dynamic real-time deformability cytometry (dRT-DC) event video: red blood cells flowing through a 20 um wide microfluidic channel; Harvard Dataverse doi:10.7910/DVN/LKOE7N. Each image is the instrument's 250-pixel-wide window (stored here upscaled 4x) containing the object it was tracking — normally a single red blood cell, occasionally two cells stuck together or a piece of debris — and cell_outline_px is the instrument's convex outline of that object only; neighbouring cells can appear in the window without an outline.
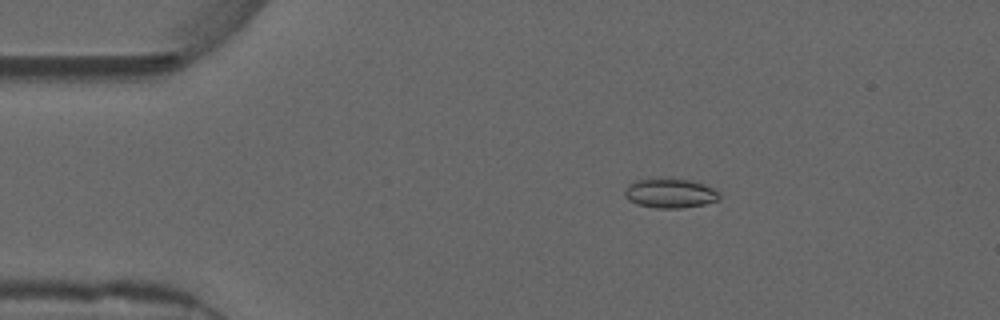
{"species": "common noctule bat (a hibernating species)", "species_latin": "Nyctalus noctula", "temperature_condition": "warm", "stored_images_in_passage": 48, "camera_frame_rate_fps": 3000, "um_per_image_px": 0.085, "animal": {"sex": "male", "forearm_length_mm": 52.5}, "frame": {"image": 1, "passage_image": 3, "time_ms": 0.667, "image_size_px": [1000, 320], "cell_outline_px": [[720, 200], [704, 204], [680, 208], [656, 208], [636, 204], [628, 200], [624, 196], [624, 192], [628, 184], [636, 180], [668, 176], [672, 176], [704, 184], [720, 192]], "centroid_in_image_um": [56.94, 16.39], "position_along_channel_um": 28.1, "area_um2": 16.76}}
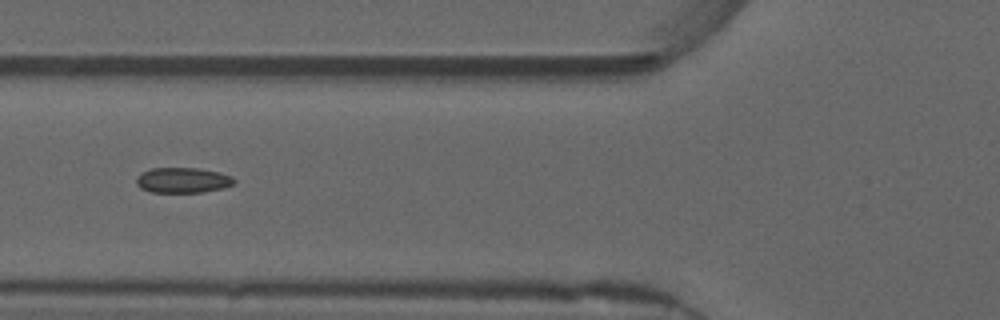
{"frame": {"image": 2, "passage_image": 14, "time_ms": 4.333, "image_size_px": [1000, 320], "cell_outline_px": [[236, 184], [224, 188], [204, 192], [152, 192], [140, 188], [136, 184], [136, 176], [152, 168], [196, 168], [220, 172], [232, 176], [236, 180]], "centroid_in_image_um": [15.58, 15.32], "position_along_channel_um": 110.2, "area_um2": 14.57}}
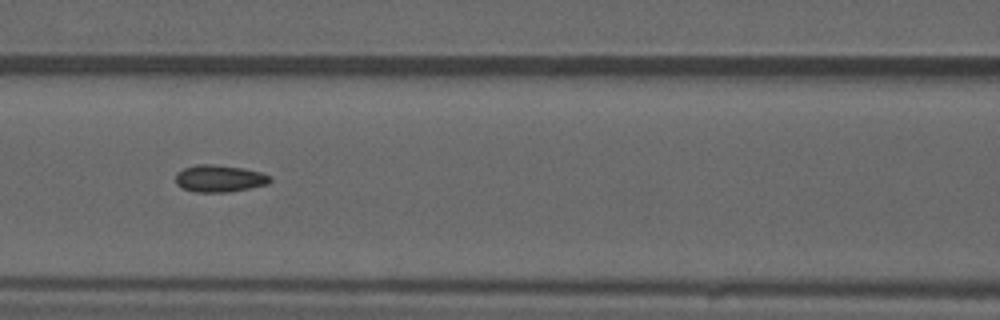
{"frame": {"image": 3, "passage_image": 17, "time_ms": 5.333, "image_size_px": [1000, 320], "cell_outline_px": [[272, 180], [268, 184], [228, 192], [196, 192], [184, 188], [176, 184], [176, 172], [184, 168], [196, 164], [216, 164], [244, 168], [260, 172], [272, 176]], "centroid_in_image_um": [18.66, 15.16], "position_along_channel_um": 147.9, "area_um2": 14.97}, "authors_computed_cell_mechanics": {"area_um2": 14.2766, "velocity_mm_per_s": 3.7319, "shape_relaxation_time_tau1_ms": null, "shape_relaxation_time_tau2_ms": 6.1926, "deformation_change_tau1": null, "deformation_change_tau2": 0.1016}}